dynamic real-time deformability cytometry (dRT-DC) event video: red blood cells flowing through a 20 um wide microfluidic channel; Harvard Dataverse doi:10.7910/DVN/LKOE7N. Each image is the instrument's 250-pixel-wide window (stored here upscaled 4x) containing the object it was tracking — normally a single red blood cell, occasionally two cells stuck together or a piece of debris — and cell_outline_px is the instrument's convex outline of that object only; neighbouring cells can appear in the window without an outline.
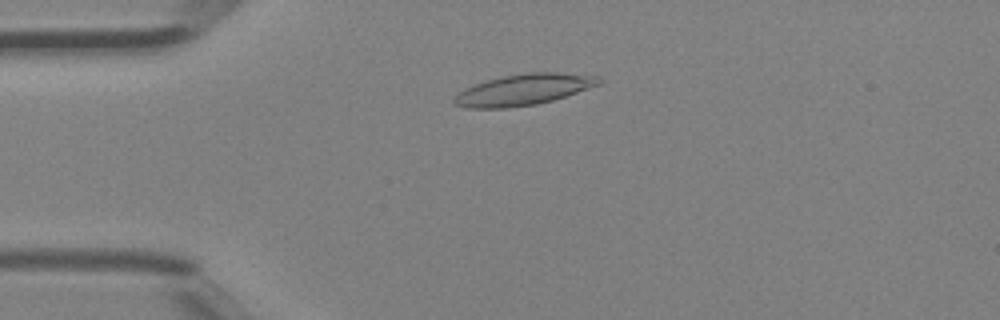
{"species": "Egyptian fruit bat (a non-hibernating species)", "species_latin": "Rousettus aegyptiacus", "temperature_condition": "room temperature", "stored_images_in_passage": 5, "camera_frame_rate_fps": 3000, "um_per_image_px": 0.085, "animal": {"sex": "female"}, "frame": {"image": 1, "passage_image": 3, "time_ms": 0.667, "image_size_px": [1000, 320], "cell_outline_px": [[604, 84], [552, 100], [536, 104], [508, 108], [464, 108], [456, 104], [452, 100], [464, 88], [500, 76], [528, 72], [556, 72], [600, 76], [604, 80]], "centroid_in_image_um": [44.57, 7.61], "position_along_channel_um": 40.4, "area_um2": 26.41}}
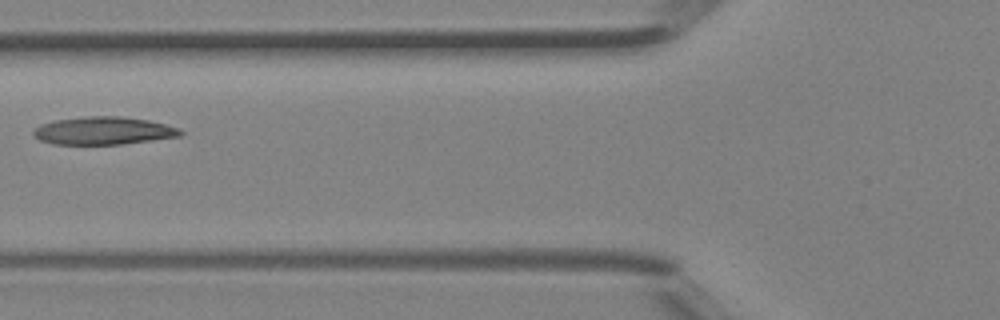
{"frame": {"image": 2, "passage_image": 5, "time_ms": 1.333, "image_size_px": [1000, 320], "cell_outline_px": [[184, 132], [180, 136], [152, 140], [120, 144], [52, 144], [40, 140], [32, 136], [32, 128], [40, 124], [56, 120], [84, 116], [120, 116], [148, 120], [180, 128]], "centroid_in_image_um": [8.74, 11.11], "position_along_channel_um": 117.1, "area_um2": 23.93}}